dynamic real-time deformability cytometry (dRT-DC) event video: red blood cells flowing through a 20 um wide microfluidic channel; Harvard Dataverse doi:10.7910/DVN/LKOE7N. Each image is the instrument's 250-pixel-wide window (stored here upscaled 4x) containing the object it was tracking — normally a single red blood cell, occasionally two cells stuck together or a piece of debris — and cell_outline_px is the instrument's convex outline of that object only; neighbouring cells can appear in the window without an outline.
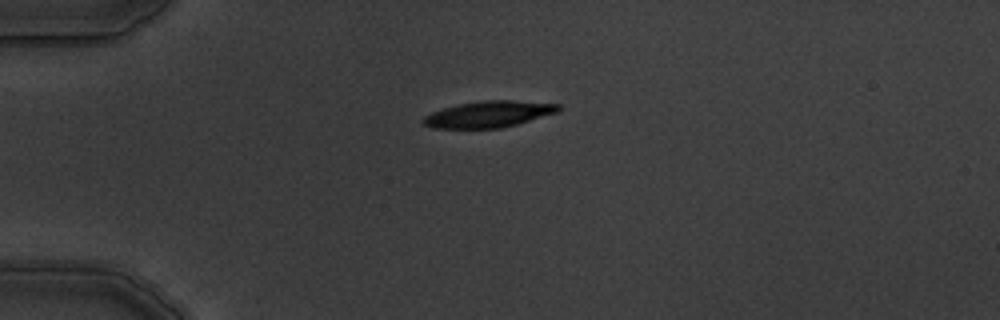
{"species": "common noctule bat (a hibernating species)", "species_latin": "Nyctalus noctula", "temperature_condition": "warm", "stored_images_in_passage": 2, "camera_frame_rate_fps": 3000, "um_per_image_px": 0.085, "animal": {"sex": "male", "body_mass_g": 19.5, "forearm_length_mm": 54.6}, "frame": {"image": 1, "passage_image": 2, "time_ms": 1.333, "image_size_px": [1000, 320], "cell_outline_px": [[560, 112], [516, 124], [500, 128], [432, 128], [420, 124], [420, 120], [424, 116], [432, 112], [444, 108], [460, 104], [484, 100], [512, 100], [560, 104]], "centroid_in_image_um": [41.52, 9.71], "position_along_channel_um": 43.5, "area_um2": 20.81}}